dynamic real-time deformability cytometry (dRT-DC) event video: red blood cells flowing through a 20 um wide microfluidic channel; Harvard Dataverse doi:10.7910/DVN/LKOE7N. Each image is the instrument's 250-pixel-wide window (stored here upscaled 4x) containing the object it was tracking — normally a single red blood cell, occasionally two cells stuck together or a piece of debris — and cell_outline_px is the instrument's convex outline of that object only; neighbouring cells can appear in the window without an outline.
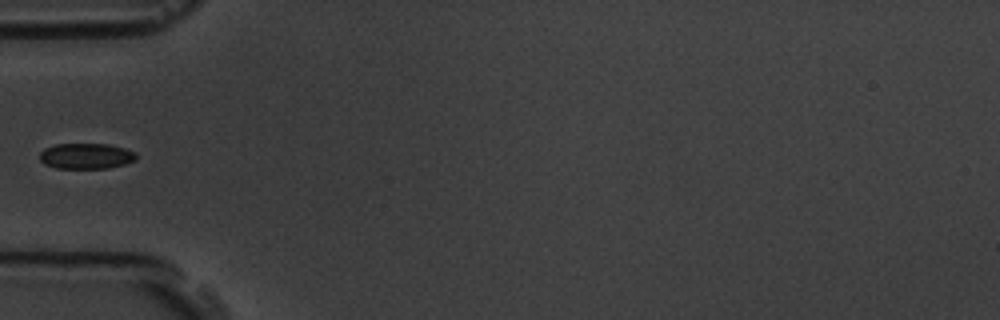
{"species": "common noctule bat (a hibernating species)", "species_latin": "Nyctalus noctula", "temperature_condition": "room temperature", "stored_images_in_passage": 6, "segment_of_instrument_passage": [2, 2], "camera_frame_rate_fps": 3000, "um_per_image_px": 0.085, "animal": {"sex": "male", "body_mass_g": 19.5, "forearm_length_mm": 54.6}, "frame": {"image": 1, "passage_image": 6, "time_ms": 6.0, "image_size_px": [1000, 320], "cell_outline_px": [[136, 160], [124, 164], [108, 168], [56, 168], [44, 164], [40, 160], [40, 152], [44, 148], [56, 144], [108, 144], [124, 148], [136, 152]], "centroid_in_image_um": [7.31, 13.26], "position_along_channel_um": 77.7, "area_um2": 14.45}}